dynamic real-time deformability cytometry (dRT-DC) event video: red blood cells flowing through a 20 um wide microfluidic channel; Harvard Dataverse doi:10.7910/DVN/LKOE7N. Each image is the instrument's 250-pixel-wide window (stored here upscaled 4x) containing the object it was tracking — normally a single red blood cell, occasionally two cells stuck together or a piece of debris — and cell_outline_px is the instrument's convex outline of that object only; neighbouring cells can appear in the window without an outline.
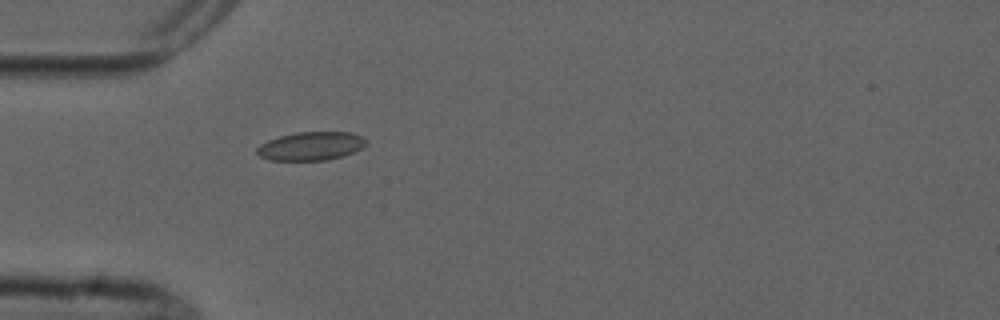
{"species": "common noctule bat (a hibernating species)", "species_latin": "Nyctalus noctula", "temperature_condition": "cold", "stored_images_in_passage": 5, "camera_frame_rate_fps": 3000, "um_per_image_px": 0.085, "animal": {"sex": "male", "forearm_length_mm": 52.5}, "frame": {"image": 1, "passage_image": 5, "time_ms": 5.333, "image_size_px": [1000, 320], "cell_outline_px": [[368, 144], [344, 156], [328, 160], [268, 160], [260, 156], [256, 152], [256, 148], [260, 144], [268, 140], [280, 136], [296, 132], [348, 132], [364, 136], [368, 140]], "centroid_in_image_um": [26.45, 12.41], "position_along_channel_um": 58.6, "area_um2": 18.26}}